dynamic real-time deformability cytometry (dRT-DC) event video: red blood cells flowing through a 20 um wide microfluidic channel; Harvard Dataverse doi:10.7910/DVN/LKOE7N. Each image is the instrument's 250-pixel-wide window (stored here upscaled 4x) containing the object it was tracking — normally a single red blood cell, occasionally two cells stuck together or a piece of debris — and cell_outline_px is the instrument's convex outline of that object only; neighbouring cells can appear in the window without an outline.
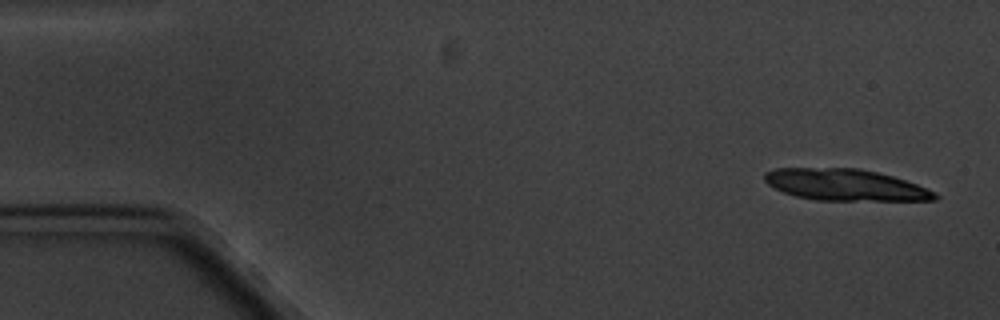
{"species": "common noctule bat (a hibernating species)", "species_latin": "Nyctalus noctula", "temperature_condition": "cold", "stored_images_in_passage": 5, "camera_frame_rate_fps": 3000, "um_per_image_px": 0.085, "animal": {"sex": "male", "body_mass_g": 20.1, "forearm_length_mm": 53.5}, "frame": {"image": 1, "passage_image": 1, "time_ms": 0.0, "image_size_px": [1000, 320], "cell_outline_px": [[940, 196], [936, 200], [816, 200], [796, 196], [784, 192], [768, 184], [764, 180], [764, 172], [776, 168], [860, 168], [892, 176], [916, 184], [936, 192]], "centroid_in_image_um": [71.84, 15.71], "position_along_channel_um": 13.2, "area_um2": 31.1}}